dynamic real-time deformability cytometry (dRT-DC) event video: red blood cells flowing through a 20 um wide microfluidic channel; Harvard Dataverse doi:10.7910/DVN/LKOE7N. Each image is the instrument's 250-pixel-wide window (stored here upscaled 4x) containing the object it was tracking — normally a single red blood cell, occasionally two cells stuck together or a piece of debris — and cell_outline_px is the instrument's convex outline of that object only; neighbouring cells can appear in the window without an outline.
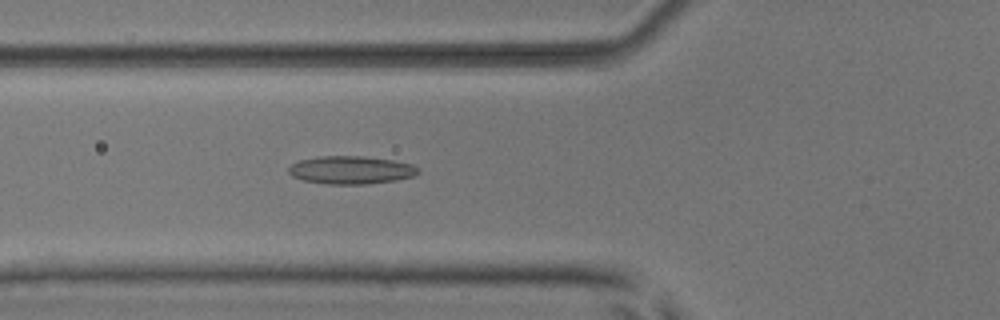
{"species": "common noctule bat (a hibernating species)", "species_latin": "Nyctalus noctula", "temperature_condition": "room temperature", "stored_images_in_passage": 53, "camera_frame_rate_fps": 3000, "um_per_image_px": 0.085, "animal": {"sex": "male", "body_mass_g": 17.9, "forearm_length_mm": 54.2}, "frame": {"image": 1, "passage_image": 20, "time_ms": 6.333, "image_size_px": [1000, 320], "cell_outline_px": [[420, 172], [412, 176], [396, 180], [364, 184], [328, 184], [304, 180], [292, 176], [288, 172], [288, 168], [292, 164], [300, 160], [320, 156], [364, 156], [392, 160], [412, 164], [420, 168]], "centroid_in_image_um": [29.84, 14.44], "position_along_channel_um": 96.0, "area_um2": 21.04}}
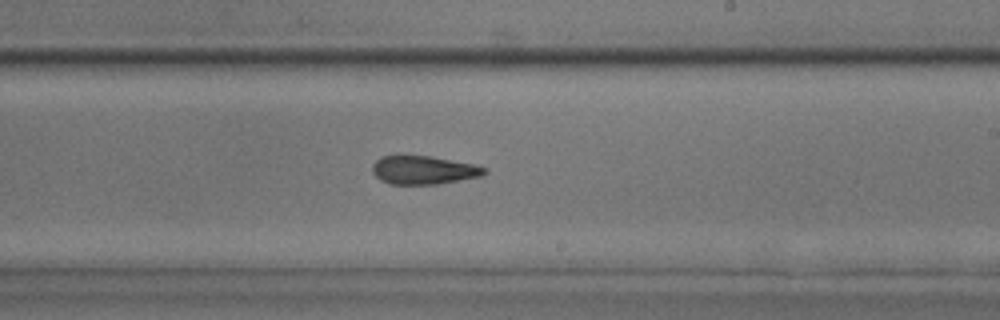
{"frame": {"image": 2, "passage_image": 32, "time_ms": 10.333, "image_size_px": [1000, 320], "cell_outline_px": [[488, 172], [480, 176], [436, 184], [392, 184], [380, 180], [372, 172], [372, 164], [376, 160], [384, 156], [396, 152], [428, 156], [476, 164], [484, 168]], "centroid_in_image_um": [35.93, 14.41], "position_along_channel_um": 253.1, "area_um2": 18.96}}
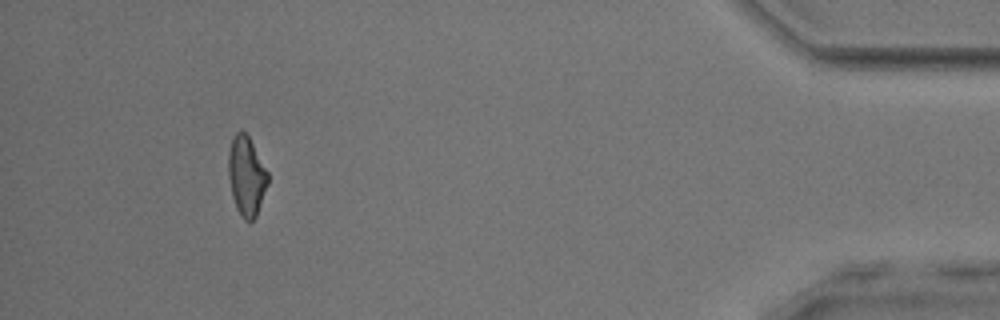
{"frame": {"image": 3, "passage_image": 49, "time_ms": 16.0, "image_size_px": [1000, 320], "cell_outline_px": [[268, 184], [256, 216], [252, 220], [244, 220], [240, 216], [236, 208], [232, 196], [228, 176], [228, 152], [232, 140], [236, 132], [244, 132], [248, 136], [268, 172]], "centroid_in_image_um": [20.94, 14.99], "position_along_channel_um": 414.3, "area_um2": 18.09}, "authors_computed_cell_mechanics": {"area_um2": 19.363, "velocity_mm_per_s": 3.9398, "shape_relaxation_time_tau1_ms": null, "shape_relaxation_time_tau2_ms": 4.0384, "deformation_change_tau1": null, "deformation_change_tau2": 0.133}}